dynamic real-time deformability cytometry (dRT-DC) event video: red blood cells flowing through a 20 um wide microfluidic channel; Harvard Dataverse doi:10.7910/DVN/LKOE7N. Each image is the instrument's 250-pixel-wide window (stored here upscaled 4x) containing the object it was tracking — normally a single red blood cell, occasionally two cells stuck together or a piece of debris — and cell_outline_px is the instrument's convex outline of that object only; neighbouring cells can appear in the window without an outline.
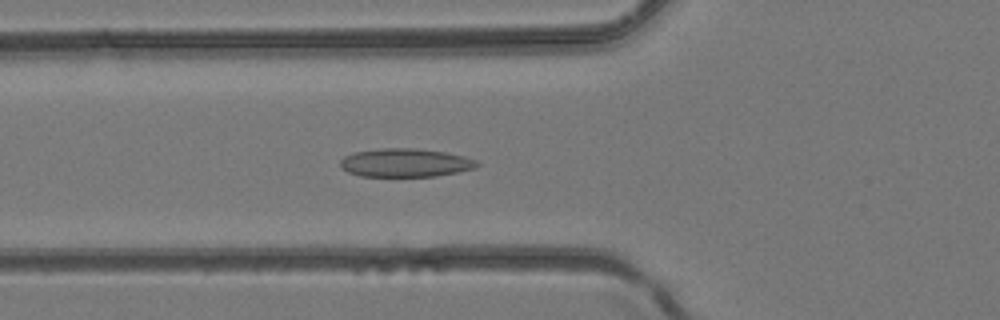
{"species": "common noctule bat (a hibernating species)", "species_latin": "Nyctalus noctula", "temperature_condition": "room temperature", "stored_images_in_passage": 42, "camera_frame_rate_fps": 3000, "um_per_image_px": 0.085, "animal": {"sex": "female", "body_mass_g": 24.6, "forearm_length_mm": 56.2}, "frame": {"image": 1, "passage_image": 16, "time_ms": 5.0, "image_size_px": [1000, 320], "cell_outline_px": [[480, 164], [476, 168], [436, 176], [360, 176], [348, 172], [340, 168], [340, 160], [344, 156], [356, 152], [384, 148], [416, 148], [444, 152], [464, 156], [476, 160]], "centroid_in_image_um": [34.45, 13.83], "position_along_channel_um": 91.4, "area_um2": 22.6}}
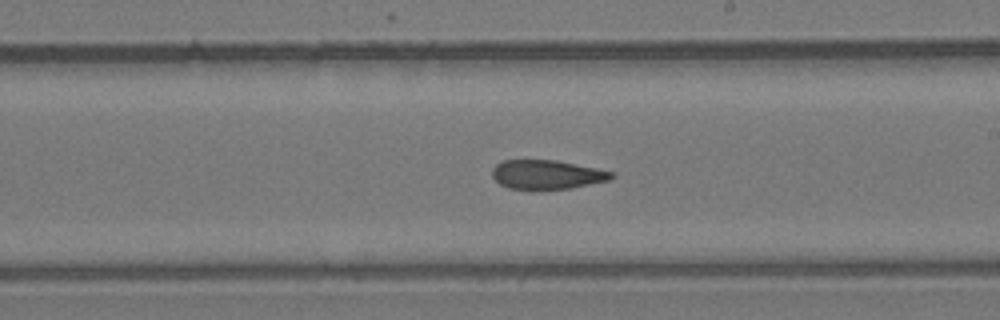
{"frame": {"image": 2, "passage_image": 25, "time_ms": 8.0, "image_size_px": [1000, 320], "cell_outline_px": [[616, 176], [608, 180], [572, 188], [508, 188], [500, 184], [492, 176], [492, 168], [496, 164], [504, 160], [556, 160], [596, 168], [612, 172]], "centroid_in_image_um": [46.48, 14.82], "position_along_channel_um": 242.5, "area_um2": 19.88}}
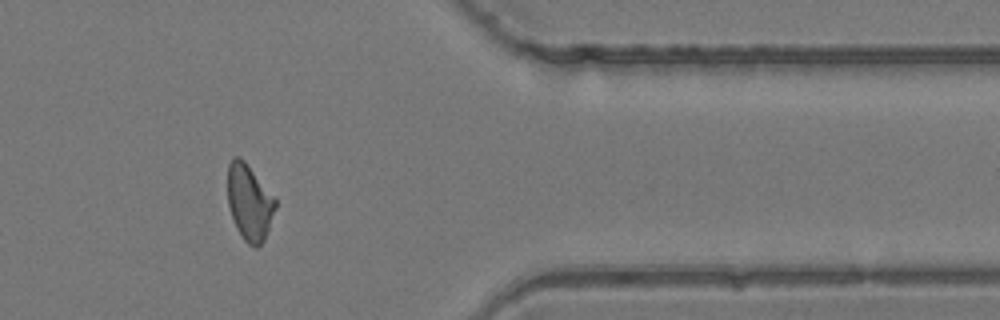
{"frame": {"image": 3, "passage_image": 35, "time_ms": 11.333, "image_size_px": [1000, 320], "cell_outline_px": [[276, 208], [264, 240], [256, 248], [248, 244], [244, 240], [236, 228], [228, 204], [228, 164], [232, 156], [240, 156], [244, 160], [276, 200]], "centroid_in_image_um": [21.18, 17.19], "position_along_channel_um": 390.2, "area_um2": 20.92}}